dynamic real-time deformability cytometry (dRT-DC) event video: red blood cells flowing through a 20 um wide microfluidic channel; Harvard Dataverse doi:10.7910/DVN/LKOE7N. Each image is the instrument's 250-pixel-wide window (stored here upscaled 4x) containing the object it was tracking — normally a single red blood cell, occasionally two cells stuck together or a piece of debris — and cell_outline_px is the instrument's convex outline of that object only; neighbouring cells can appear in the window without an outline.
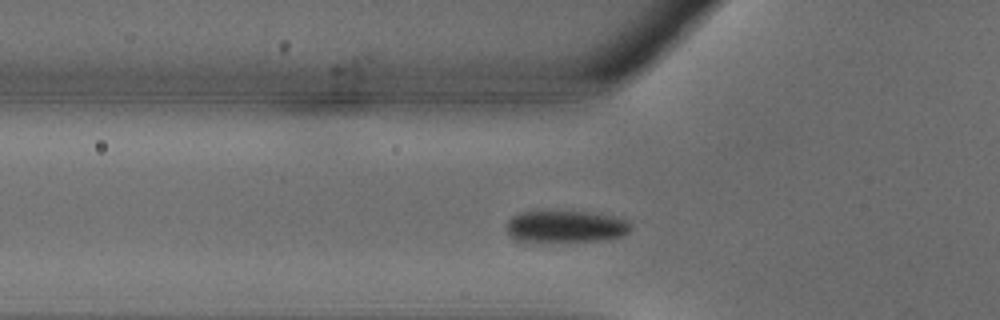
{"species": "common noctule bat (a hibernating species)", "species_latin": "Nyctalus noctula", "temperature_condition": "warm", "stored_images_in_passage": 26, "camera_frame_rate_fps": 3000, "um_per_image_px": 0.085, "animal": {"sex": "male", "body_mass_g": 18.8}, "frame": {"image": 1, "passage_image": 2, "time_ms": 0.333, "image_size_px": [1000, 320], "cell_outline_px": [[632, 228], [624, 236], [604, 240], [552, 244], [516, 240], [508, 232], [508, 220], [512, 216], [520, 212], [596, 212], [628, 220], [632, 224]], "centroid_in_image_um": [48.14, 19.3], "position_along_channel_um": 77.7, "area_um2": 23.87}}
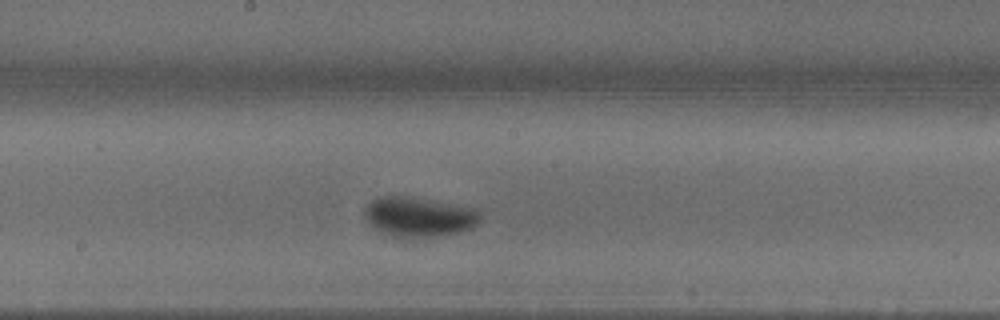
{"frame": {"image": 2, "passage_image": 9, "time_ms": 2.667, "image_size_px": [1000, 320], "cell_outline_px": [[480, 220], [472, 228], [440, 236], [412, 240], [408, 240], [384, 236], [364, 216], [364, 208], [372, 200], [380, 196], [400, 196], [428, 200], [480, 208]], "centroid_in_image_um": [35.6, 18.48], "position_along_channel_um": 212.6, "area_um2": 27.34}}
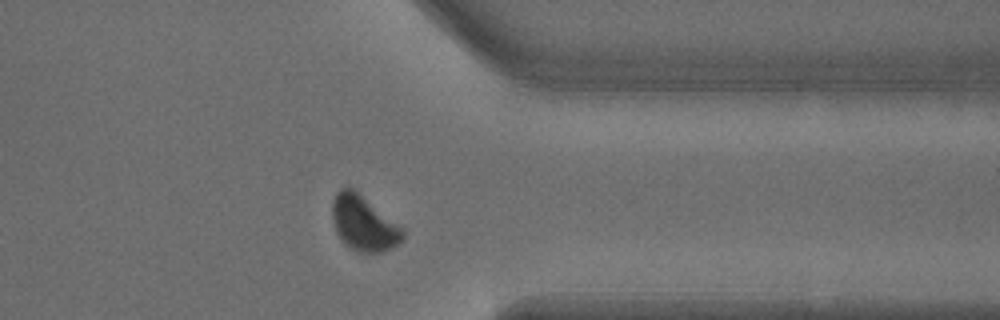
{"frame": {"image": 3, "passage_image": 18, "time_ms": 5.667, "image_size_px": [1000, 320], "cell_outline_px": [[404, 240], [380, 252], [356, 252], [344, 244], [336, 232], [332, 220], [332, 200], [336, 192], [340, 188], [348, 184], [404, 228]], "centroid_in_image_um": [30.88, 18.94], "position_along_channel_um": 380.5, "area_um2": 22.89}}